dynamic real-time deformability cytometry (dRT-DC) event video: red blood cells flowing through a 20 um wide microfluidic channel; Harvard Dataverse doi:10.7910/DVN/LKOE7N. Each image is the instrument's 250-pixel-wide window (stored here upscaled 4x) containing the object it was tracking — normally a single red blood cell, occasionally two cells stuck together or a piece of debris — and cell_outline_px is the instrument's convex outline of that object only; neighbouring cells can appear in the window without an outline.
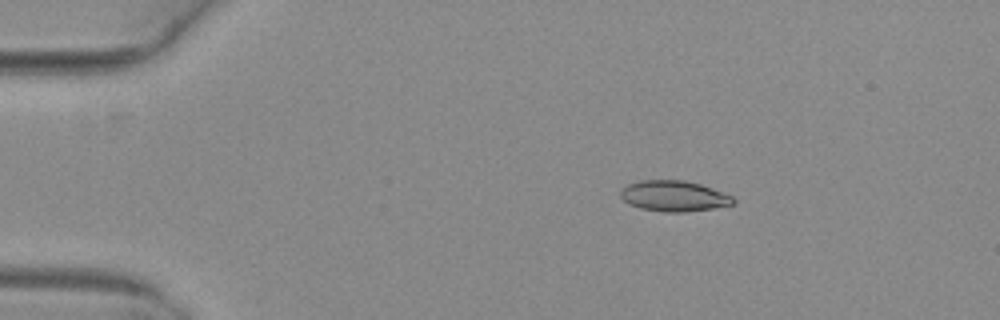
{"species": "common noctule bat (a hibernating species)", "species_latin": "Nyctalus noctula", "temperature_condition": "warm", "stored_images_in_passage": 51, "camera_frame_rate_fps": 3000, "um_per_image_px": 0.085, "animal": {"sex": "female", "body_mass_g": 29.2, "forearm_length_mm": 56.3}, "frame": {"image": 1, "passage_image": 9, "time_ms": 2.667, "image_size_px": [1000, 320], "cell_outline_px": [[736, 204], [712, 208], [684, 212], [664, 212], [640, 208], [628, 204], [620, 196], [620, 188], [628, 184], [640, 180], [684, 180], [700, 184], [712, 188], [732, 196], [736, 200]], "centroid_in_image_um": [57.26, 16.66], "position_along_channel_um": 27.7, "area_um2": 20.29}}
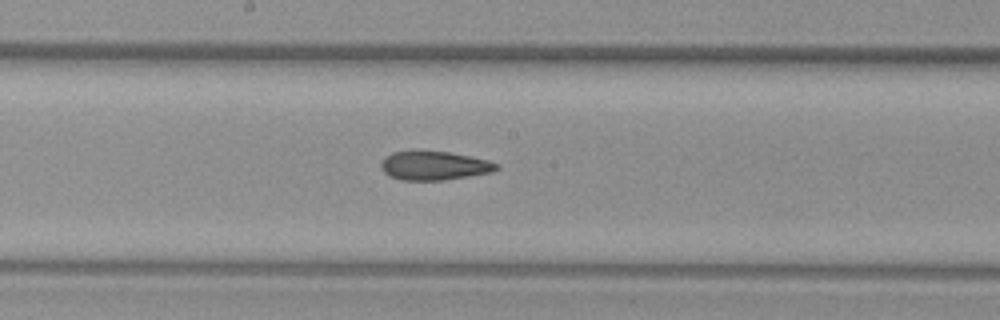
{"frame": {"image": 2, "passage_image": 28, "time_ms": 9.0, "image_size_px": [1000, 320], "cell_outline_px": [[500, 168], [492, 172], [444, 180], [400, 180], [388, 176], [380, 168], [380, 160], [384, 156], [392, 152], [448, 152], [488, 160], [500, 164]], "centroid_in_image_um": [36.88, 14.1], "position_along_channel_um": 211.3, "area_um2": 19.36}}
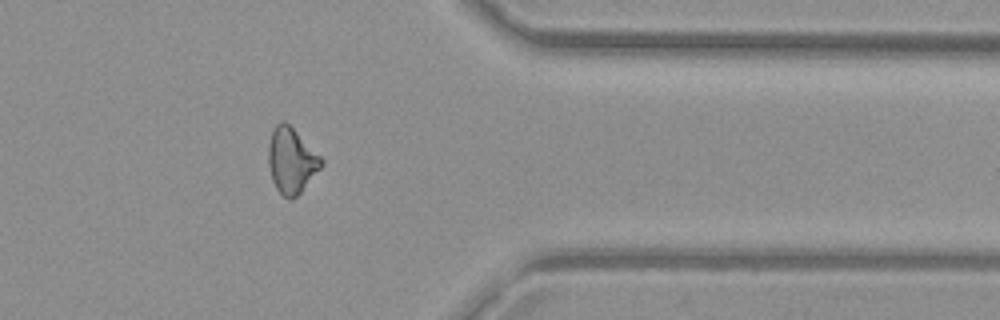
{"frame": {"image": 3, "passage_image": 42, "time_ms": 13.667, "image_size_px": [1000, 320], "cell_outline_px": [[324, 164], [300, 192], [292, 200], [288, 200], [276, 188], [272, 180], [268, 164], [268, 144], [272, 132], [276, 124], [280, 120], [284, 120], [324, 160]], "centroid_in_image_um": [24.75, 13.65], "position_along_channel_um": 386.6, "area_um2": 19.94}, "authors_computed_cell_mechanics": {"area_um2": 20.1144, "velocity_mm_per_s": 4.0507, "shape_relaxation_time_tau1_ms": null, "shape_relaxation_time_tau2_ms": 4.4117, "deformation_change_tau1": null, "deformation_change_tau2": 0.1247}}